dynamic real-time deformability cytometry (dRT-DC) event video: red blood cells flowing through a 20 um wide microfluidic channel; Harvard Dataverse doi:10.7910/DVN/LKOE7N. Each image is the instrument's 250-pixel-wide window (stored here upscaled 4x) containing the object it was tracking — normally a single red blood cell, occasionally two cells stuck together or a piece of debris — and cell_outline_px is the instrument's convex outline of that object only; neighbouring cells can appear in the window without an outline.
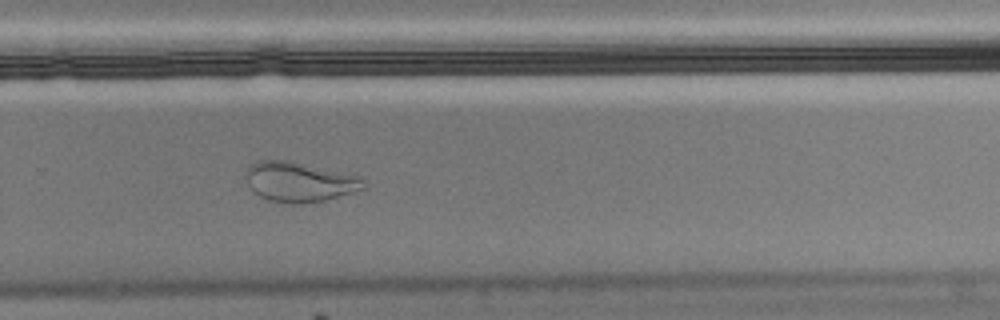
{"species": "Egyptian fruit bat (a non-hibernating species)", "species_latin": "Rousettus aegyptiacus", "temperature_condition": "cold", "stored_images_in_passage": 38, "camera_frame_rate_fps": 3000, "um_per_image_px": 0.085, "animal": {"sex": "male"}, "frame": {"image": 1, "passage_image": 27, "time_ms": 8.667, "image_size_px": [1000, 320], "cell_outline_px": [[364, 188], [352, 192], [324, 200], [304, 204], [288, 204], [268, 200], [260, 196], [248, 184], [244, 172], [256, 160], [288, 160], [360, 176], [364, 180]], "centroid_in_image_um": [25.42, 15.46], "position_along_channel_um": 304.4, "area_um2": 27.22}, "authors_computed_cell_mechanics": {"area_um2": 22.831, "velocity_mm_per_s": 3.4482, "shape_relaxation_time_tau1_ms": null, "shape_relaxation_time_tau2_ms": 1.5026, "deformation_change_tau1": null, "deformation_change_tau2": 0.08}}